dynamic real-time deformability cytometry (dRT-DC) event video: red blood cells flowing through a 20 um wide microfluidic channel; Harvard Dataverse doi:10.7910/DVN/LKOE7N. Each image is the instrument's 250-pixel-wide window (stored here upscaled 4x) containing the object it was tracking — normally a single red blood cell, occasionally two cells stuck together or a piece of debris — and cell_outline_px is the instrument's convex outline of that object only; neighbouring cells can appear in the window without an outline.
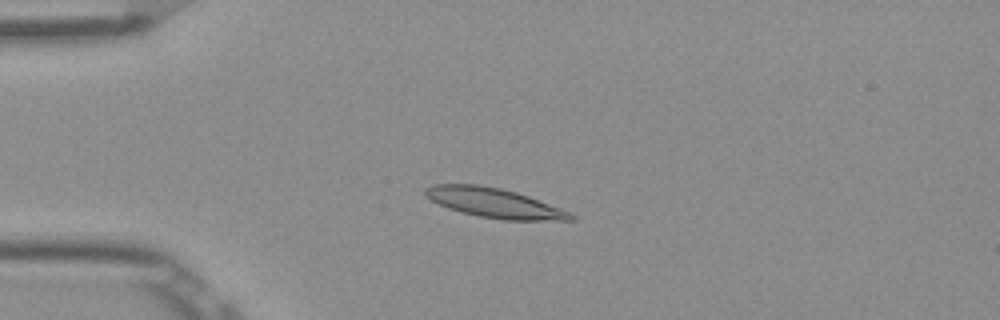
{"species": "Egyptian fruit bat (a non-hibernating species)", "species_latin": "Rousettus aegyptiacus", "temperature_condition": "room temperature", "stored_images_in_passage": 52, "camera_frame_rate_fps": 3000, "um_per_image_px": 0.085, "frame": {"image": 1, "passage_image": 13, "time_ms": 4.0, "image_size_px": [1000, 320], "cell_outline_px": [[576, 220], [504, 220], [480, 216], [460, 212], [448, 208], [432, 200], [424, 192], [424, 188], [432, 184], [480, 184], [500, 188], [516, 192], [528, 196], [572, 212], [576, 216]], "centroid_in_image_um": [42.05, 17.24], "position_along_channel_um": 42.9, "area_um2": 25.03}}
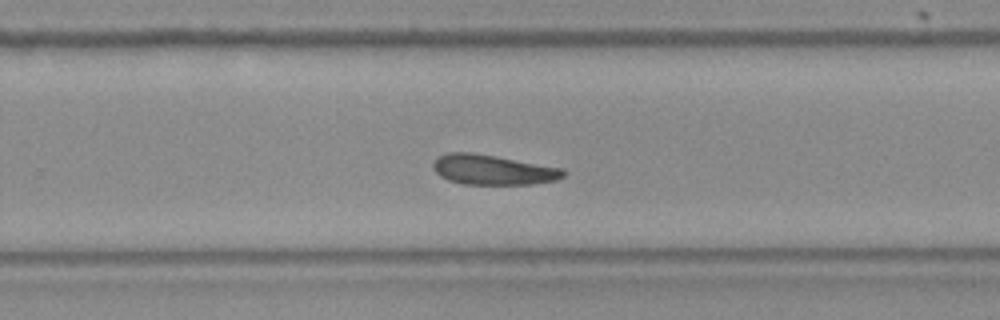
{"frame": {"image": 2, "passage_image": 34, "time_ms": 11.0, "image_size_px": [1000, 320], "cell_outline_px": [[568, 172], [564, 176], [556, 180], [532, 184], [464, 184], [448, 180], [440, 176], [436, 172], [432, 164], [436, 156], [448, 152], [472, 152], [496, 156], [564, 168]], "centroid_in_image_um": [41.9, 14.42], "position_along_channel_um": 287.9, "area_um2": 22.95}}
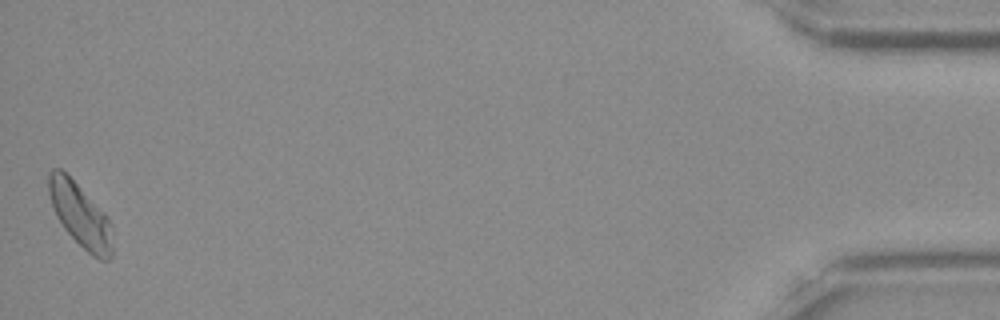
{"frame": {"image": 3, "passage_image": 52, "time_ms": 17.0, "image_size_px": [1000, 320], "cell_outline_px": [[112, 256], [108, 260], [100, 260], [92, 256], [64, 228], [56, 216], [48, 192], [48, 172], [52, 168], [60, 168], [108, 216], [112, 224]], "centroid_in_image_um": [6.84, 18.3], "position_along_channel_um": 428.4, "area_um2": 23.41}, "authors_computed_cell_mechanics": {"area_um2": 23.2356, "velocity_mm_per_s": 3.8613, "shape_relaxation_time_tau1_ms": 4.2197, "shape_relaxation_time_tau2_ms": 5.1864, "deformation_change_tau1": 0.1373, "deformation_change_tau2": 0.1398}}